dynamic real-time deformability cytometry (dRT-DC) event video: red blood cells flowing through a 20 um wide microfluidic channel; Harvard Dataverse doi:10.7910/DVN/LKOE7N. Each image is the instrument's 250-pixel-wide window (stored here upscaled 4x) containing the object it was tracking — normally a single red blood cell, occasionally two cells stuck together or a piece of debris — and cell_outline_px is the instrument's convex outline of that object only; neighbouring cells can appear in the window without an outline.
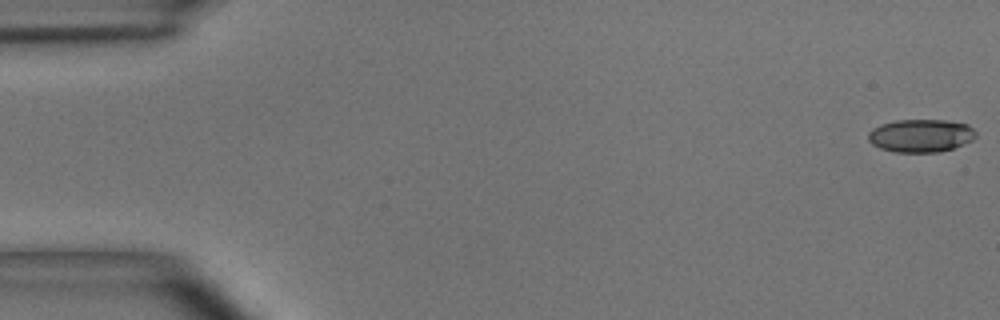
{"species": "common noctule bat (a hibernating species)", "species_latin": "Nyctalus noctula", "temperature_condition": "room temperature", "stored_images_in_passage": 50, "camera_frame_rate_fps": 3000, "um_per_image_px": 0.085, "animal": {"sex": "male", "body_mass_g": 15.6}, "frame": {"image": 1, "passage_image": 1, "time_ms": 0.0, "image_size_px": [1000, 320], "cell_outline_px": [[976, 136], [972, 140], [952, 148], [940, 152], [896, 152], [880, 148], [872, 144], [868, 140], [868, 132], [872, 128], [880, 124], [896, 120], [944, 120], [968, 124], [976, 132]], "centroid_in_image_um": [78.24, 11.52], "position_along_channel_um": 6.8, "area_um2": 20.69}}
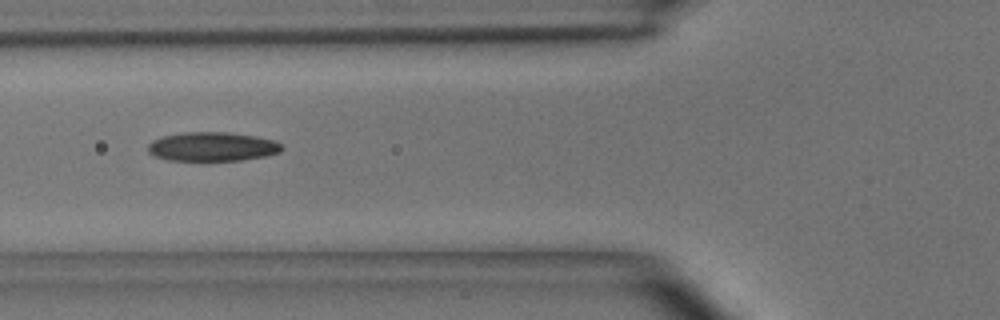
{"frame": {"image": 2, "passage_image": 19, "time_ms": 6.0, "image_size_px": [1000, 320], "cell_outline_px": [[284, 148], [280, 152], [264, 156], [240, 160], [168, 160], [152, 156], [148, 152], [148, 144], [152, 140], [164, 136], [184, 132], [228, 132], [256, 136], [276, 140]], "centroid_in_image_um": [18.04, 12.46], "position_along_channel_um": 107.8, "area_um2": 22.72}}
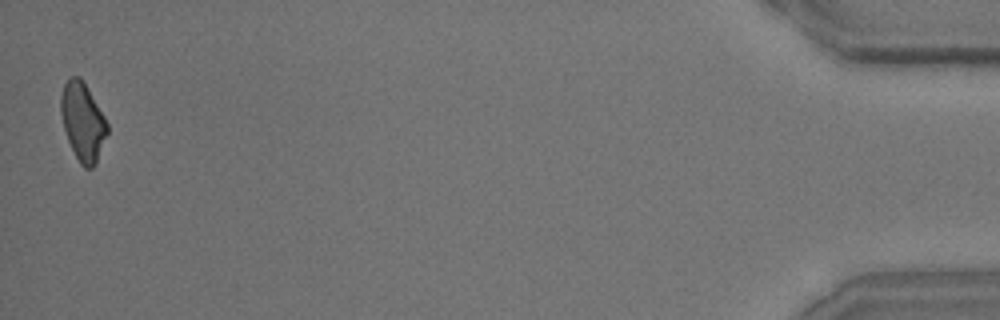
{"frame": {"image": 3, "passage_image": 50, "time_ms": 16.333, "image_size_px": [1000, 320], "cell_outline_px": [[108, 132], [96, 164], [92, 168], [84, 168], [80, 164], [68, 140], [64, 128], [60, 112], [60, 96], [64, 84], [72, 76], [80, 76], [104, 116], [108, 124]], "centroid_in_image_um": [7.03, 10.35], "position_along_channel_um": 428.2, "area_um2": 20.92}, "authors_computed_cell_mechanics": {"area_um2": 21.675, "velocity_mm_per_s": 3.9749, "shape_relaxation_time_tau1_ms": 6.8653, "shape_relaxation_time_tau2_ms": 2.4123, "deformation_change_tau1": 0.1903, "deformation_change_tau2": 0.1016}}